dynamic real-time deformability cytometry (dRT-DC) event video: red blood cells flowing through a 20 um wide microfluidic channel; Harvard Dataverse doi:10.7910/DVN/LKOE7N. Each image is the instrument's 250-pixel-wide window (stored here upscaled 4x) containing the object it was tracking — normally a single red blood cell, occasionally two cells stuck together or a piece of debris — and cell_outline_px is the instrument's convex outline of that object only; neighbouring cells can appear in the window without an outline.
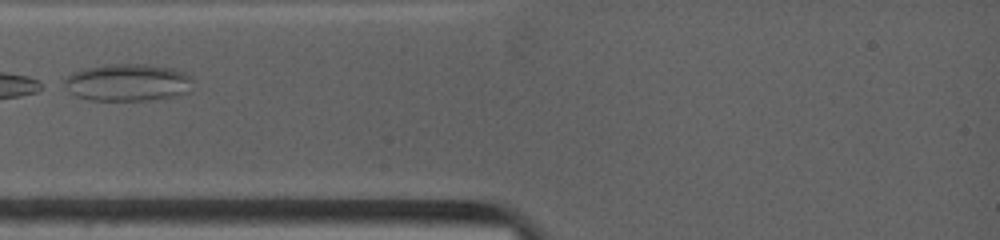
{"species": "common noctule bat (a hibernating species)", "species_latin": "Nyctalus noctula", "temperature_condition": "warm", "stored_images_in_passage": 21, "camera_frame_rate_fps": 4500, "um_per_image_px": 0.085, "animal": {"sex": "female", "body_mass_g": 19.0, "forearm_length_mm": 53.3}, "frame": {"image": 1, "passage_image": 1, "time_ms": 0.0, "image_size_px": [1000, 240], "cell_outline_px": [[192, 80], [188, 92], [176, 96], [148, 100], [88, 100], [76, 96], [60, 88], [64, 80], [72, 72], [84, 68], [108, 64], [144, 64], [176, 68], [192, 76]], "centroid_in_image_um": [10.81, 7.01], "position_along_channel_um": 74.2, "area_um2": 28.38}}